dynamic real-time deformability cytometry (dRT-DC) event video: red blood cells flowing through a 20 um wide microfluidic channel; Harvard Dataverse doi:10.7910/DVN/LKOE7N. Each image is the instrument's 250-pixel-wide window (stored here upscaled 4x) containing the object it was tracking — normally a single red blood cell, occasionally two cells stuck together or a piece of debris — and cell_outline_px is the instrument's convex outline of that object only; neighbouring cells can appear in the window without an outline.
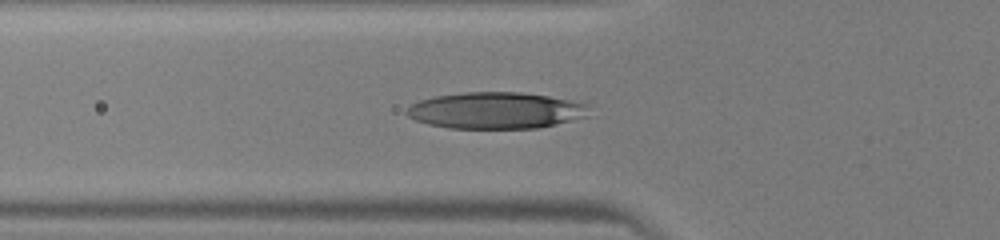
{"species": "human", "species_latin": "Homo sapiens", "temperature_condition": "warm", "stored_images_in_passage": 39, "camera_frame_rate_fps": 3000, "um_per_image_px": 0.085, "donor": {"sex": "male"}, "frame": {"image": 1, "passage_image": 13, "time_ms": 4.0, "image_size_px": [1000, 240], "cell_outline_px": [[588, 116], [572, 120], [536, 128], [448, 128], [428, 124], [416, 120], [408, 116], [404, 112], [412, 104], [420, 100], [436, 96], [464, 92], [520, 92], [548, 96], [588, 104]], "centroid_in_image_um": [42.12, 9.39], "position_along_channel_um": 83.7, "area_um2": 38.55}}
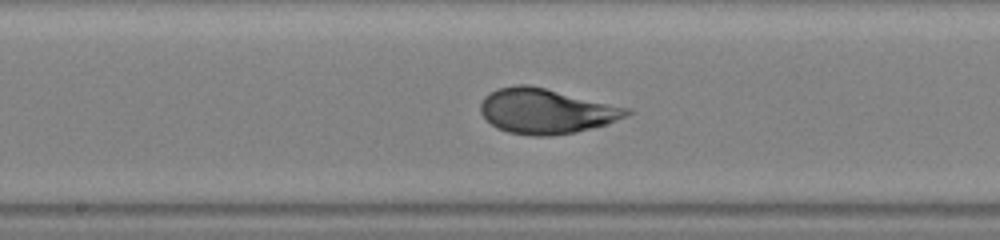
{"frame": {"image": 2, "passage_image": 21, "time_ms": 6.667, "image_size_px": [1000, 240], "cell_outline_px": [[632, 112], [628, 116], [608, 124], [576, 132], [548, 136], [532, 136], [508, 132], [492, 124], [480, 112], [480, 104], [484, 96], [488, 92], [500, 88], [516, 84], [528, 84], [632, 108]], "centroid_in_image_um": [46.46, 9.44], "position_along_channel_um": 201.7, "area_um2": 38.55}}
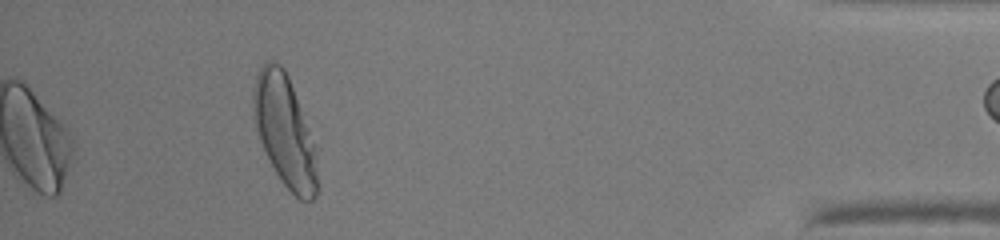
{"frame": {"image": 3, "passage_image": 39, "time_ms": 12.667, "image_size_px": [1000, 240], "cell_outline_px": [[316, 196], [312, 200], [300, 200], [280, 180], [260, 140], [256, 128], [252, 108], [252, 88], [256, 76], [260, 68], [268, 60], [272, 60], [280, 64], [284, 68], [288, 76], [308, 132], [312, 144], [316, 172]], "centroid_in_image_um": [24.13, 11.09], "position_along_channel_um": 411.1, "area_um2": 39.88}}